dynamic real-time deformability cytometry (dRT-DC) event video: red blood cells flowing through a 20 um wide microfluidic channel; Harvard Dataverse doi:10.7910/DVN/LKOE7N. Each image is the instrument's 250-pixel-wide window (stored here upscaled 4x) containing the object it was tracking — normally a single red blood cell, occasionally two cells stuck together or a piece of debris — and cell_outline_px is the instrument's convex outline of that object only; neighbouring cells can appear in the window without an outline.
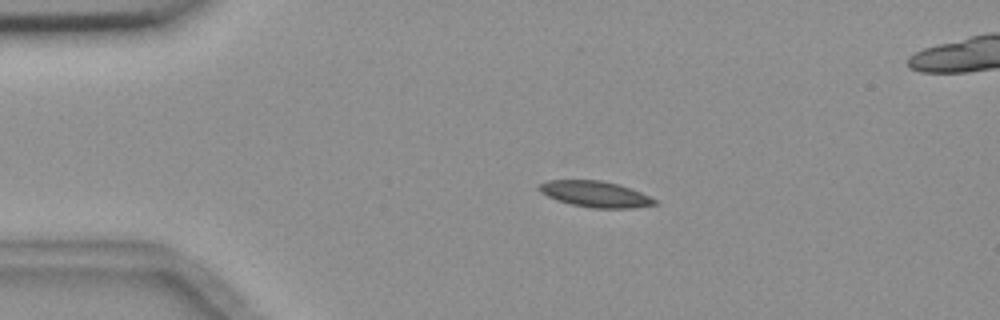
{"species": "common noctule bat (a hibernating species)", "species_latin": "Nyctalus noctula", "temperature_condition": "room temperature", "stored_images_in_passage": 4, "camera_frame_rate_fps": 3000, "um_per_image_px": 0.085, "animal": {"sex": "female", "body_mass_g": 18.4}, "frame": {"image": 1, "passage_image": 2, "time_ms": 2.0, "image_size_px": [1000, 320], "cell_outline_px": [[660, 204], [636, 208], [592, 208], [572, 204], [556, 200], [540, 192], [536, 188], [540, 184], [548, 180], [600, 180], [620, 184], [640, 192], [656, 200]], "centroid_in_image_um": [50.61, 16.5], "position_along_channel_um": 34.4, "area_um2": 17.63}}